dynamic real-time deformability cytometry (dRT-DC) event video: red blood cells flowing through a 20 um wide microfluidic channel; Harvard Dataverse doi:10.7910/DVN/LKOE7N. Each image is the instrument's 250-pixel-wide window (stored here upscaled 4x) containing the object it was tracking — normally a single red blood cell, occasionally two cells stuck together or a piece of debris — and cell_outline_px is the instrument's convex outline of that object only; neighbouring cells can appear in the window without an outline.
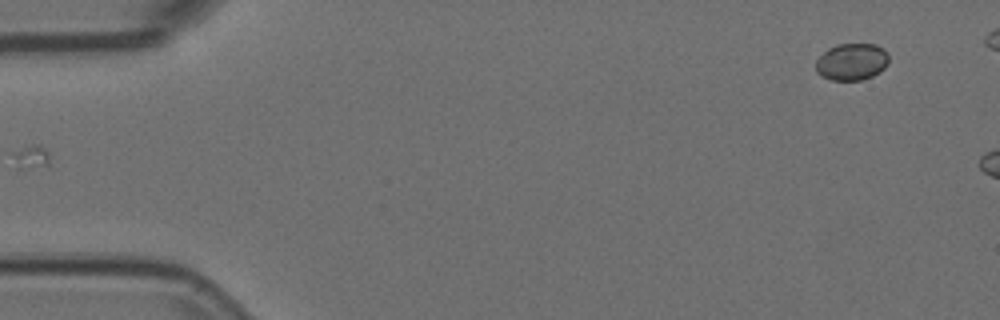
{"species": "Egyptian fruit bat (a non-hibernating species)", "species_latin": "Rousettus aegyptiacus", "temperature_condition": "room temperature", "stored_images_in_passage": 10, "camera_frame_rate_fps": 3000, "um_per_image_px": 0.085, "animal": {"sex": "female"}, "frame": {"image": 1, "passage_image": 1, "time_ms": 0.0, "image_size_px": [1000, 320], "cell_outline_px": [[888, 64], [880, 72], [872, 76], [860, 80], [832, 80], [820, 76], [816, 72], [816, 60], [828, 48], [836, 44], [876, 44], [884, 48], [888, 52]], "centroid_in_image_um": [72.41, 5.25], "position_along_channel_um": 12.6, "area_um2": 15.9}}